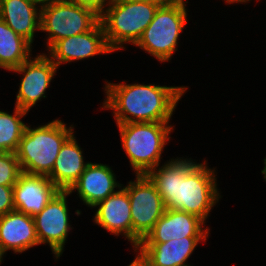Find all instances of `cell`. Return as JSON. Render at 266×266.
<instances>
[{"label":"cell","instance_id":"obj_29","mask_svg":"<svg viewBox=\"0 0 266 266\" xmlns=\"http://www.w3.org/2000/svg\"><path fill=\"white\" fill-rule=\"evenodd\" d=\"M3 256L0 254V264L2 263Z\"/></svg>","mask_w":266,"mask_h":266},{"label":"cell","instance_id":"obj_19","mask_svg":"<svg viewBox=\"0 0 266 266\" xmlns=\"http://www.w3.org/2000/svg\"><path fill=\"white\" fill-rule=\"evenodd\" d=\"M36 4L32 0H0V18L31 44L35 31H40L41 9Z\"/></svg>","mask_w":266,"mask_h":266},{"label":"cell","instance_id":"obj_12","mask_svg":"<svg viewBox=\"0 0 266 266\" xmlns=\"http://www.w3.org/2000/svg\"><path fill=\"white\" fill-rule=\"evenodd\" d=\"M204 223L194 214L166 208L153 229L140 243H166L185 237H208L209 228H202Z\"/></svg>","mask_w":266,"mask_h":266},{"label":"cell","instance_id":"obj_1","mask_svg":"<svg viewBox=\"0 0 266 266\" xmlns=\"http://www.w3.org/2000/svg\"><path fill=\"white\" fill-rule=\"evenodd\" d=\"M191 159H171L161 167L149 171L146 176L155 185L164 206L194 214L204 222L212 207L218 202L215 169Z\"/></svg>","mask_w":266,"mask_h":266},{"label":"cell","instance_id":"obj_8","mask_svg":"<svg viewBox=\"0 0 266 266\" xmlns=\"http://www.w3.org/2000/svg\"><path fill=\"white\" fill-rule=\"evenodd\" d=\"M124 188L127 190L132 219V244L135 249L141 240L153 229L163 215L164 206L161 195L146 175H135Z\"/></svg>","mask_w":266,"mask_h":266},{"label":"cell","instance_id":"obj_9","mask_svg":"<svg viewBox=\"0 0 266 266\" xmlns=\"http://www.w3.org/2000/svg\"><path fill=\"white\" fill-rule=\"evenodd\" d=\"M68 191H59L45 208L33 217L39 244L48 243L55 258L64 250L70 226L67 208Z\"/></svg>","mask_w":266,"mask_h":266},{"label":"cell","instance_id":"obj_7","mask_svg":"<svg viewBox=\"0 0 266 266\" xmlns=\"http://www.w3.org/2000/svg\"><path fill=\"white\" fill-rule=\"evenodd\" d=\"M40 7V30L48 33L47 50L57 41L91 30L99 15L68 0H53Z\"/></svg>","mask_w":266,"mask_h":266},{"label":"cell","instance_id":"obj_23","mask_svg":"<svg viewBox=\"0 0 266 266\" xmlns=\"http://www.w3.org/2000/svg\"><path fill=\"white\" fill-rule=\"evenodd\" d=\"M15 210L13 186L0 185V216Z\"/></svg>","mask_w":266,"mask_h":266},{"label":"cell","instance_id":"obj_24","mask_svg":"<svg viewBox=\"0 0 266 266\" xmlns=\"http://www.w3.org/2000/svg\"><path fill=\"white\" fill-rule=\"evenodd\" d=\"M80 6L92 9L99 16L104 12L105 5L108 6L111 0H68ZM107 3V4H106Z\"/></svg>","mask_w":266,"mask_h":266},{"label":"cell","instance_id":"obj_2","mask_svg":"<svg viewBox=\"0 0 266 266\" xmlns=\"http://www.w3.org/2000/svg\"><path fill=\"white\" fill-rule=\"evenodd\" d=\"M103 109L113 110L116 124L169 122L187 87L105 84ZM130 115V116H129ZM132 116V117H131Z\"/></svg>","mask_w":266,"mask_h":266},{"label":"cell","instance_id":"obj_11","mask_svg":"<svg viewBox=\"0 0 266 266\" xmlns=\"http://www.w3.org/2000/svg\"><path fill=\"white\" fill-rule=\"evenodd\" d=\"M48 51L50 59L57 67L61 63L114 52L107 43L100 21L88 32L57 41Z\"/></svg>","mask_w":266,"mask_h":266},{"label":"cell","instance_id":"obj_5","mask_svg":"<svg viewBox=\"0 0 266 266\" xmlns=\"http://www.w3.org/2000/svg\"><path fill=\"white\" fill-rule=\"evenodd\" d=\"M169 122L117 124L122 148L136 175H146L158 167L161 154L174 129Z\"/></svg>","mask_w":266,"mask_h":266},{"label":"cell","instance_id":"obj_4","mask_svg":"<svg viewBox=\"0 0 266 266\" xmlns=\"http://www.w3.org/2000/svg\"><path fill=\"white\" fill-rule=\"evenodd\" d=\"M159 6L156 2L111 0L99 16L109 47L116 51L124 49V43L135 45Z\"/></svg>","mask_w":266,"mask_h":266},{"label":"cell","instance_id":"obj_17","mask_svg":"<svg viewBox=\"0 0 266 266\" xmlns=\"http://www.w3.org/2000/svg\"><path fill=\"white\" fill-rule=\"evenodd\" d=\"M206 238L185 237L166 243H139L135 252H140L149 266H191L185 262L190 258L200 240L205 241Z\"/></svg>","mask_w":266,"mask_h":266},{"label":"cell","instance_id":"obj_14","mask_svg":"<svg viewBox=\"0 0 266 266\" xmlns=\"http://www.w3.org/2000/svg\"><path fill=\"white\" fill-rule=\"evenodd\" d=\"M121 185L116 181L111 167L89 162L68 192L71 194L76 189L84 204L94 208L98 202L115 193V188L122 187Z\"/></svg>","mask_w":266,"mask_h":266},{"label":"cell","instance_id":"obj_10","mask_svg":"<svg viewBox=\"0 0 266 266\" xmlns=\"http://www.w3.org/2000/svg\"><path fill=\"white\" fill-rule=\"evenodd\" d=\"M57 66L49 55L40 54L34 59L29 58L19 67L11 71L22 74L23 78L16 95V107L29 112L30 108L45 98V91L50 86L52 78L57 71Z\"/></svg>","mask_w":266,"mask_h":266},{"label":"cell","instance_id":"obj_28","mask_svg":"<svg viewBox=\"0 0 266 266\" xmlns=\"http://www.w3.org/2000/svg\"><path fill=\"white\" fill-rule=\"evenodd\" d=\"M227 3H234V2H237V3H245V2H248L250 0H225Z\"/></svg>","mask_w":266,"mask_h":266},{"label":"cell","instance_id":"obj_21","mask_svg":"<svg viewBox=\"0 0 266 266\" xmlns=\"http://www.w3.org/2000/svg\"><path fill=\"white\" fill-rule=\"evenodd\" d=\"M27 113L16 106L13 115L0 110V151H17L27 126L21 118Z\"/></svg>","mask_w":266,"mask_h":266},{"label":"cell","instance_id":"obj_26","mask_svg":"<svg viewBox=\"0 0 266 266\" xmlns=\"http://www.w3.org/2000/svg\"><path fill=\"white\" fill-rule=\"evenodd\" d=\"M131 1H146V2H156L159 5H167L175 2L176 0H131Z\"/></svg>","mask_w":266,"mask_h":266},{"label":"cell","instance_id":"obj_13","mask_svg":"<svg viewBox=\"0 0 266 266\" xmlns=\"http://www.w3.org/2000/svg\"><path fill=\"white\" fill-rule=\"evenodd\" d=\"M59 191L47 176L22 172L13 185L15 210L34 217Z\"/></svg>","mask_w":266,"mask_h":266},{"label":"cell","instance_id":"obj_18","mask_svg":"<svg viewBox=\"0 0 266 266\" xmlns=\"http://www.w3.org/2000/svg\"><path fill=\"white\" fill-rule=\"evenodd\" d=\"M81 150L74 133L62 145L53 169L47 176L59 190L68 191L89 164L84 163Z\"/></svg>","mask_w":266,"mask_h":266},{"label":"cell","instance_id":"obj_22","mask_svg":"<svg viewBox=\"0 0 266 266\" xmlns=\"http://www.w3.org/2000/svg\"><path fill=\"white\" fill-rule=\"evenodd\" d=\"M22 170L14 152L0 151V185L13 186Z\"/></svg>","mask_w":266,"mask_h":266},{"label":"cell","instance_id":"obj_25","mask_svg":"<svg viewBox=\"0 0 266 266\" xmlns=\"http://www.w3.org/2000/svg\"><path fill=\"white\" fill-rule=\"evenodd\" d=\"M128 266H149V264L139 252L135 260H133V262Z\"/></svg>","mask_w":266,"mask_h":266},{"label":"cell","instance_id":"obj_3","mask_svg":"<svg viewBox=\"0 0 266 266\" xmlns=\"http://www.w3.org/2000/svg\"><path fill=\"white\" fill-rule=\"evenodd\" d=\"M74 133L58 119L30 128L26 126L19 142L16 157L22 172L48 176L64 142Z\"/></svg>","mask_w":266,"mask_h":266},{"label":"cell","instance_id":"obj_27","mask_svg":"<svg viewBox=\"0 0 266 266\" xmlns=\"http://www.w3.org/2000/svg\"><path fill=\"white\" fill-rule=\"evenodd\" d=\"M32 1L38 3L39 5L42 6V5H45V4H47V3H49V2H51L53 0H32Z\"/></svg>","mask_w":266,"mask_h":266},{"label":"cell","instance_id":"obj_15","mask_svg":"<svg viewBox=\"0 0 266 266\" xmlns=\"http://www.w3.org/2000/svg\"><path fill=\"white\" fill-rule=\"evenodd\" d=\"M39 245L33 217L13 210L0 216V254L8 250L22 253Z\"/></svg>","mask_w":266,"mask_h":266},{"label":"cell","instance_id":"obj_6","mask_svg":"<svg viewBox=\"0 0 266 266\" xmlns=\"http://www.w3.org/2000/svg\"><path fill=\"white\" fill-rule=\"evenodd\" d=\"M186 10L185 0L160 5L135 45L161 62L169 61L177 51L178 38L188 21Z\"/></svg>","mask_w":266,"mask_h":266},{"label":"cell","instance_id":"obj_20","mask_svg":"<svg viewBox=\"0 0 266 266\" xmlns=\"http://www.w3.org/2000/svg\"><path fill=\"white\" fill-rule=\"evenodd\" d=\"M32 44L0 18V68L11 71L31 57Z\"/></svg>","mask_w":266,"mask_h":266},{"label":"cell","instance_id":"obj_16","mask_svg":"<svg viewBox=\"0 0 266 266\" xmlns=\"http://www.w3.org/2000/svg\"><path fill=\"white\" fill-rule=\"evenodd\" d=\"M97 206L94 222L116 236L122 233L132 243L131 206L127 190L121 187L94 207Z\"/></svg>","mask_w":266,"mask_h":266}]
</instances>
